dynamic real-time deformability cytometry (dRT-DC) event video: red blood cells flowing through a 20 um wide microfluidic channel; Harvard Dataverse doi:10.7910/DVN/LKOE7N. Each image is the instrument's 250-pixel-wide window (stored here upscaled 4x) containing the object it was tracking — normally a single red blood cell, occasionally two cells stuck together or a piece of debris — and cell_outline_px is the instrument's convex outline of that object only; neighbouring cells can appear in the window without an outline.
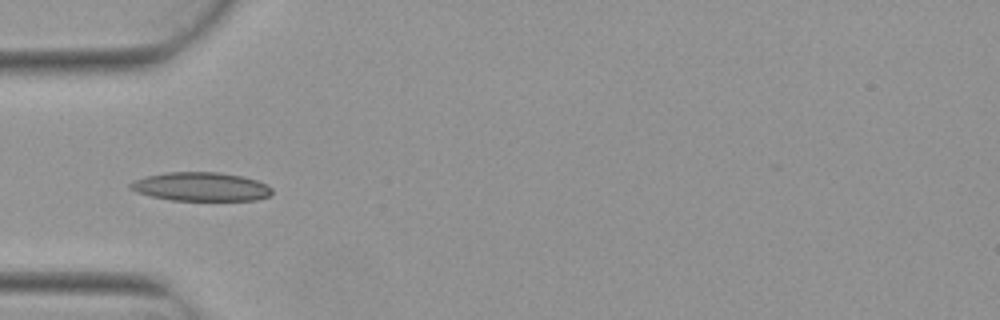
{"species": "Egyptian fruit bat (a non-hibernating species)", "species_latin": "Rousettus aegyptiacus", "temperature_condition": "warm", "stored_images_in_passage": 4, "camera_frame_rate_fps": 3000, "um_per_image_px": 0.085, "animal": {"sex": "female"}, "frame": {"image": 1, "passage_image": 4, "time_ms": 1.0, "image_size_px": [1000, 320], "cell_outline_px": [[272, 192], [268, 196], [256, 200], [172, 200], [152, 196], [136, 192], [128, 188], [128, 184], [136, 180], [148, 176], [168, 172], [216, 172], [244, 176], [268, 184], [272, 188]], "centroid_in_image_um": [17.1, 15.87], "position_along_channel_um": 67.9, "area_um2": 23.64}}